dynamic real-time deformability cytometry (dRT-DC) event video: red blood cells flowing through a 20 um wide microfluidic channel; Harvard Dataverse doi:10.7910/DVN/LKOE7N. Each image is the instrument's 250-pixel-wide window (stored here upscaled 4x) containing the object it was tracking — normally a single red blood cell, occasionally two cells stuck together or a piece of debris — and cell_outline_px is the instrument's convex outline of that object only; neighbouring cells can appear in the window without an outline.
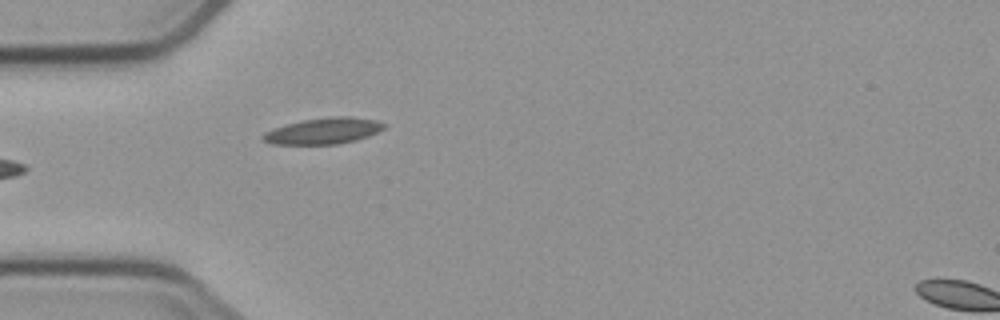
{"species": "common noctule bat (a hibernating species)", "species_latin": "Nyctalus noctula", "temperature_condition": "cold", "stored_images_in_passage": 5, "camera_frame_rate_fps": 3000, "um_per_image_px": 0.085, "animal": {"sex": "male", "body_mass_g": 23.1, "forearm_length_mm": 52.7}, "frame": {"image": 1, "passage_image": 4, "time_ms": 3.667, "image_size_px": [1000, 320], "cell_outline_px": [[388, 124], [384, 128], [368, 136], [356, 140], [336, 144], [272, 144], [260, 140], [260, 136], [264, 132], [272, 128], [304, 120], [328, 116], [352, 116], [376, 120]], "centroid_in_image_um": [27.47, 11.12], "position_along_channel_um": 57.5, "area_um2": 18.61}}